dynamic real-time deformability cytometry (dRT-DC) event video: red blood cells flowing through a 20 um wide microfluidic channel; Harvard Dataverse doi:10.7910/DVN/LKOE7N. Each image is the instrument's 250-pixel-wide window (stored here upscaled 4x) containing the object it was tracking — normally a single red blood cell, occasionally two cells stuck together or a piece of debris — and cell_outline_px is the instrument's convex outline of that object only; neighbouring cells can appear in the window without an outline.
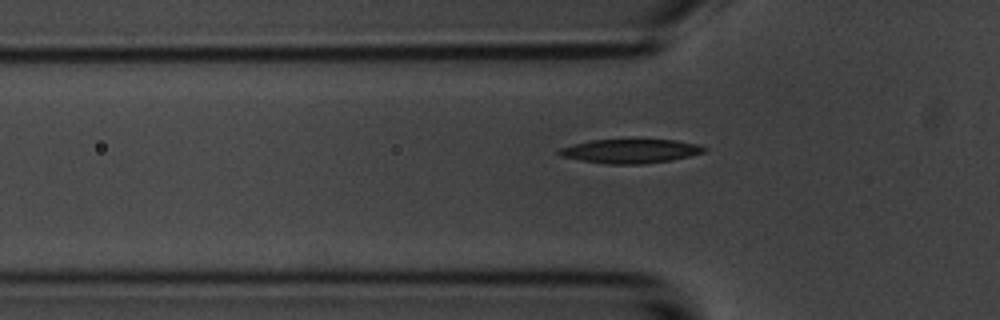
{"species": "common noctule bat (a hibernating species)", "species_latin": "Nyctalus noctula", "temperature_condition": "room temperature", "stored_images_in_passage": 37, "camera_frame_rate_fps": 3000, "um_per_image_px": 0.085, "animal": {"sex": "male", "body_mass_g": 20.1, "forearm_length_mm": 53.5}, "frame": {"image": 1, "passage_image": 4, "time_ms": 1.0, "image_size_px": [1000, 320], "cell_outline_px": [[708, 148], [704, 152], [672, 160], [640, 164], [608, 164], [580, 160], [560, 156], [556, 152], [560, 148], [592, 140], [676, 140], [696, 144]], "centroid_in_image_um": [53.58, 12.85], "position_along_channel_um": 72.2, "area_um2": 20.06}}
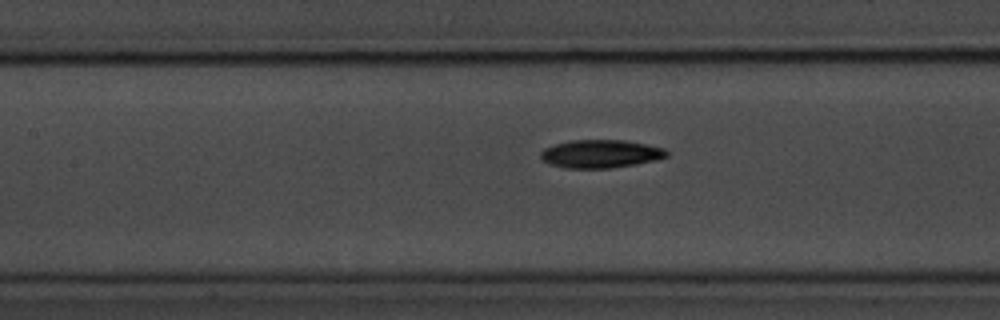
{"frame": {"image": 2, "passage_image": 11, "time_ms": 3.333, "image_size_px": [1000, 320], "cell_outline_px": [[668, 156], [656, 160], [636, 164], [608, 168], [564, 168], [552, 164], [544, 160], [540, 156], [540, 152], [544, 148], [556, 144], [572, 140], [624, 140], [664, 148], [668, 152]], "centroid_in_image_um": [51.06, 13.07], "position_along_channel_um": 156.3, "area_um2": 20.46}}
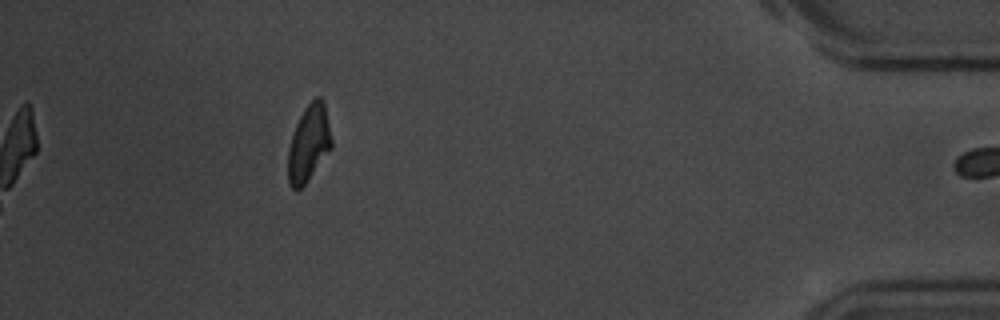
{"frame": {"image": 3, "passage_image": 37, "time_ms": 12.0, "image_size_px": [1000, 320], "cell_outline_px": [[332, 148], [304, 184], [300, 188], [292, 188], [288, 184], [288, 148], [296, 124], [304, 108], [316, 96], [320, 96], [324, 100], [332, 140]], "centroid_in_image_um": [26.25, 12.15], "position_along_channel_um": 408.9, "area_um2": 19.25}, "authors_computed_cell_mechanics": {"area_um2": 20.519, "velocity_mm_per_s": 3.5618, "shape_relaxation_time_tau1_ms": 3.1888, "shape_relaxation_time_tau2_ms": 10.9768, "deformation_change_tau1": 0.1544, "deformation_change_tau2": 0.1655}}